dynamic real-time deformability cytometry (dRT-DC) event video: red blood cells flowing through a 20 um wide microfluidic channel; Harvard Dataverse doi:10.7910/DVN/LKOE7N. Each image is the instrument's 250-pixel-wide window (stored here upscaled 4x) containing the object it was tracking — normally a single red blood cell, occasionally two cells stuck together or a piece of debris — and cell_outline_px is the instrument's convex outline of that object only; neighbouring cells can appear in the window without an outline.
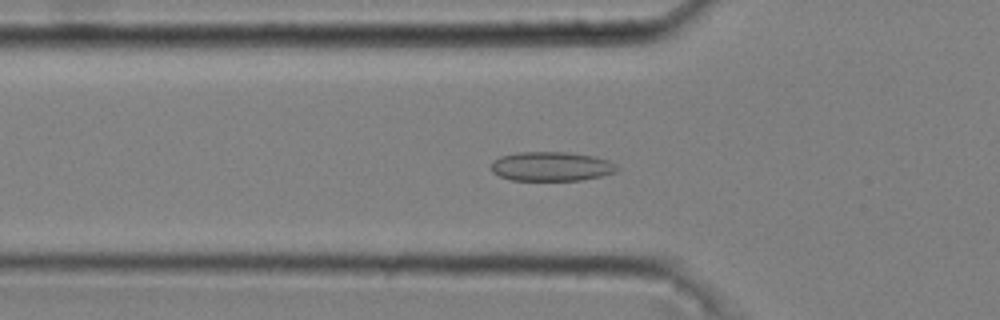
{"species": "common noctule bat (a hibernating species)", "species_latin": "Nyctalus noctula", "temperature_condition": "cold", "stored_images_in_passage": 50, "camera_frame_rate_fps": 3000, "um_per_image_px": 0.085, "animal": {"sex": "male", "body_mass_g": 20.4}, "frame": {"image": 1, "passage_image": 16, "time_ms": 5.0, "image_size_px": [1000, 320], "cell_outline_px": [[620, 168], [616, 172], [600, 176], [580, 180], [512, 180], [500, 176], [492, 172], [492, 160], [500, 156], [516, 152], [568, 152], [592, 156], [608, 160], [616, 164]], "centroid_in_image_um": [46.86, 14.14], "position_along_channel_um": 78.9, "area_um2": 21.5}}
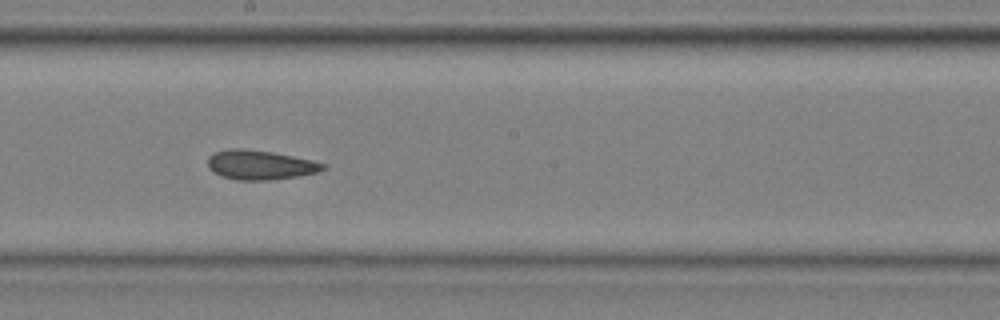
{"frame": {"image": 2, "passage_image": 28, "time_ms": 9.0, "image_size_px": [1000, 320], "cell_outline_px": [[328, 168], [316, 172], [296, 176], [268, 180], [236, 180], [220, 176], [208, 168], [208, 156], [212, 152], [228, 148], [244, 148], [272, 152], [312, 160], [328, 164]], "centroid_in_image_um": [22.08, 14.0], "position_along_channel_um": 226.1, "area_um2": 19.94}}
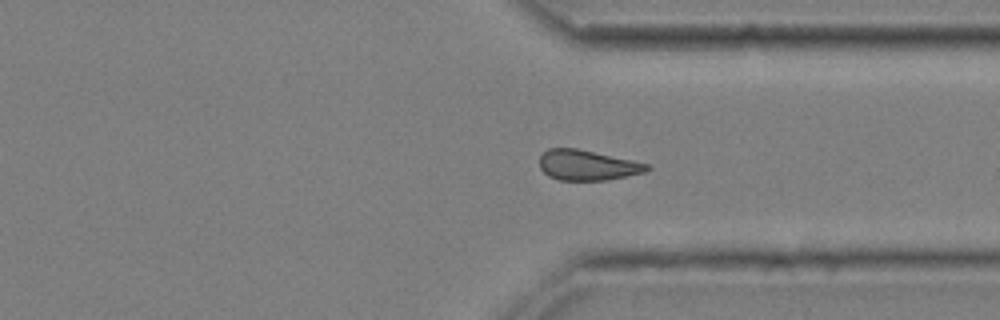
{"frame": {"image": 3, "passage_image": 39, "time_ms": 12.667, "image_size_px": [1000, 320], "cell_outline_px": [[652, 168], [644, 172], [608, 180], [560, 180], [548, 176], [540, 168], [540, 156], [548, 148], [576, 148], [632, 160], [648, 164]], "centroid_in_image_um": [49.91, 14.04], "position_along_channel_um": 361.5, "area_um2": 18.84}, "authors_computed_cell_mechanics": {"area_um2": 19.7965, "velocity_mm_per_s": 3.6759, "shape_relaxation_time_tau1_ms": null, "shape_relaxation_time_tau2_ms": 3.878, "deformation_change_tau1": null, "deformation_change_tau2": 0.0859}}